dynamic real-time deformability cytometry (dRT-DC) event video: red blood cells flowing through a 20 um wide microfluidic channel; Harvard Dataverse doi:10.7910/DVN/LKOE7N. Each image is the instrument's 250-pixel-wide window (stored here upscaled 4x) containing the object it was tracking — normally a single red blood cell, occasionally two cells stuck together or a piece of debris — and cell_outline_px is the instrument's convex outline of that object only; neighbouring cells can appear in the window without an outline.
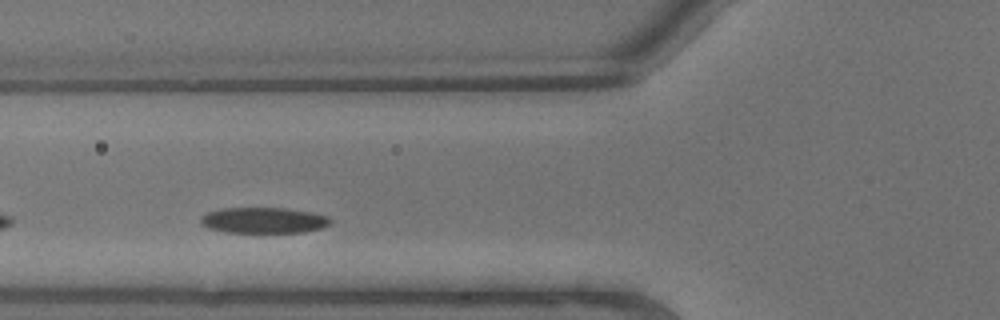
{"species": "common noctule bat (a hibernating species)", "species_latin": "Nyctalus noctula", "temperature_condition": "warm", "stored_images_in_passage": 5, "camera_frame_rate_fps": 3000, "um_per_image_px": 0.085, "animal": {"sex": "male", "body_mass_g": 13.3}, "frame": {"image": 1, "passage_image": 4, "time_ms": 1.0, "image_size_px": [1000, 320], "cell_outline_px": [[332, 220], [328, 224], [320, 228], [304, 232], [228, 232], [208, 228], [200, 224], [200, 216], [208, 212], [220, 208], [284, 208], [312, 212], [328, 216]], "centroid_in_image_um": [22.37, 18.72], "position_along_channel_um": 103.4, "area_um2": 19.48}}
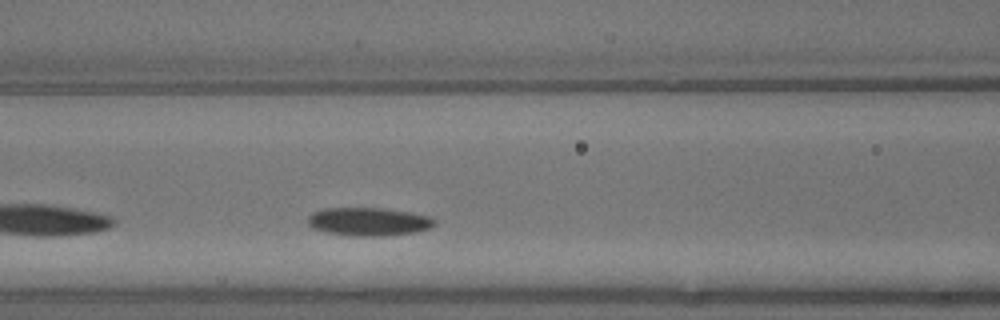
{"frame": {"image": 2, "passage_image": 5, "time_ms": 1.333, "image_size_px": [1000, 320], "cell_outline_px": [[436, 224], [428, 228], [416, 232], [384, 236], [356, 236], [328, 232], [312, 228], [308, 224], [308, 216], [312, 212], [324, 208], [380, 208], [408, 212], [432, 216], [436, 220]], "centroid_in_image_um": [31.34, 18.83], "position_along_channel_um": 135.3, "area_um2": 20.87}}